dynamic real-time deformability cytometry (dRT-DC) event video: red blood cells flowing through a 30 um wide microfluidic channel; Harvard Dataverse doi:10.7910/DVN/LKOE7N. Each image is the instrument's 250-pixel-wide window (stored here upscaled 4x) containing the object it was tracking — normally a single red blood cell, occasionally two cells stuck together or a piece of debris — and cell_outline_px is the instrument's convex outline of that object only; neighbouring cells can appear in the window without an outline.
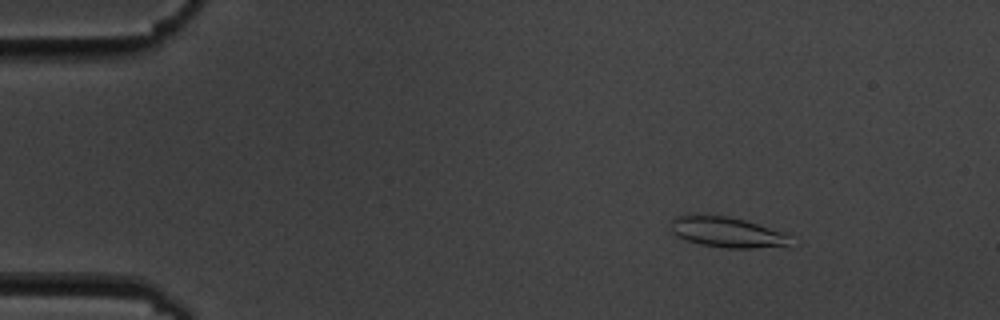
{"species": "common noctule bat (a hibernating species)", "species_latin": "Nyctalus noctula", "temperature_condition": "cold", "stored_images_in_passage": 10, "camera_frame_rate_fps": 3000, "um_per_image_px": 0.085, "animal": {"sex": "male", "body_mass_g": 19.5, "forearm_length_mm": 54.6}, "frame": {"image": 1, "passage_image": 2, "time_ms": 1.333, "image_size_px": [1000, 320], "cell_outline_px": [[792, 236], [788, 244], [752, 248], [728, 248], [700, 244], [676, 236], [672, 232], [672, 220], [680, 216], [728, 216], [744, 220], [784, 232]], "centroid_in_image_um": [61.82, 19.75], "position_along_channel_um": 23.2, "area_um2": 20.52}}
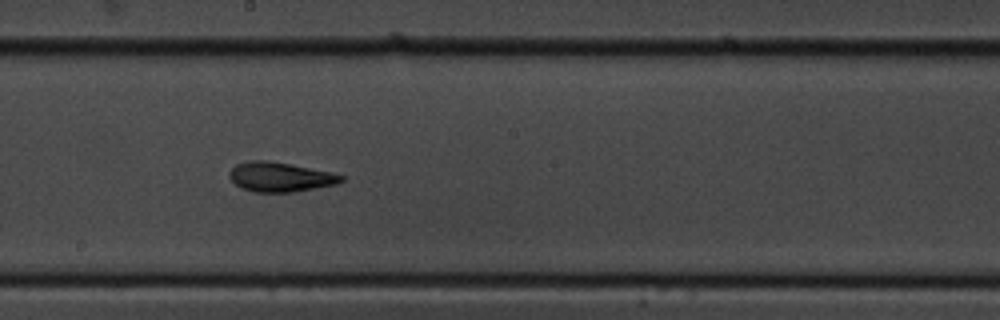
{"frame": {"image": 2, "passage_image": 9, "time_ms": 9.333, "image_size_px": [1000, 320], "cell_outline_px": [[344, 180], [336, 184], [292, 192], [256, 192], [240, 188], [228, 176], [228, 172], [236, 164], [248, 160], [264, 160], [288, 164], [332, 172], [344, 176]], "centroid_in_image_um": [23.78, 15.04], "position_along_channel_um": 224.4, "area_um2": 19.13}}
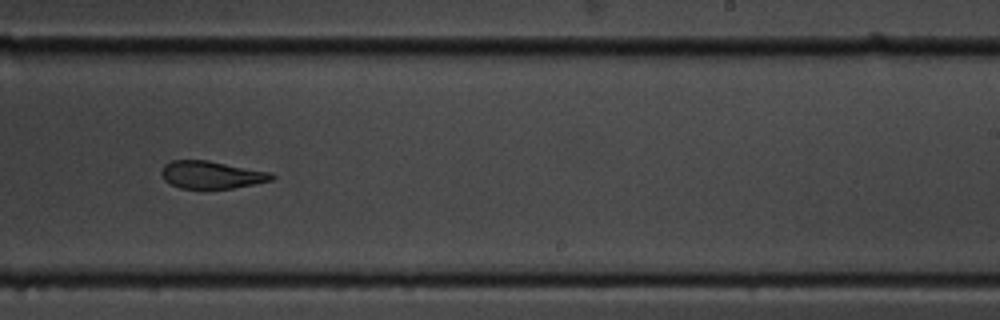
{"frame": {"image": 3, "passage_image": 10, "time_ms": 10.667, "image_size_px": [1000, 320], "cell_outline_px": [[276, 176], [272, 180], [232, 188], [204, 192], [180, 188], [164, 180], [160, 172], [164, 164], [172, 160], [208, 160], [272, 172]], "centroid_in_image_um": [17.95, 14.89], "position_along_channel_um": 271.0, "area_um2": 18.44}}